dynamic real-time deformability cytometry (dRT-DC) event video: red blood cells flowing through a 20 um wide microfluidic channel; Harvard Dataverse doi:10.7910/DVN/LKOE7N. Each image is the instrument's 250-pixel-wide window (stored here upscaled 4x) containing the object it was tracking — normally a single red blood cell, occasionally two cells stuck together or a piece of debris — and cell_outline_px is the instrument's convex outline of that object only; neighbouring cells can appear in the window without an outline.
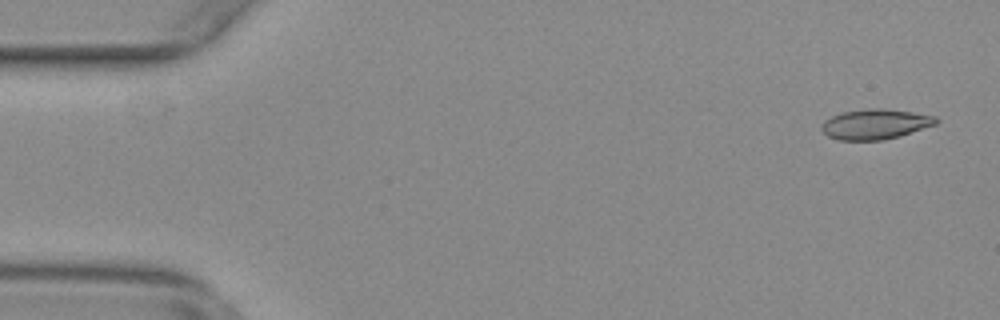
{"species": "common noctule bat (a hibernating species)", "species_latin": "Nyctalus noctula", "temperature_condition": "warm", "stored_images_in_passage": 55, "camera_frame_rate_fps": 3000, "um_per_image_px": 0.085, "animal": {"sex": "female", "body_mass_g": 29.2, "forearm_length_mm": 56.3}, "frame": {"image": 1, "passage_image": 3, "time_ms": 0.667, "image_size_px": [1000, 320], "cell_outline_px": [[940, 120], [936, 124], [900, 136], [880, 140], [836, 140], [828, 136], [820, 128], [820, 124], [824, 120], [840, 112], [868, 108], [884, 108], [912, 112], [936, 116]], "centroid_in_image_um": [74.37, 10.54], "position_along_channel_um": 10.6, "area_um2": 20.29}}
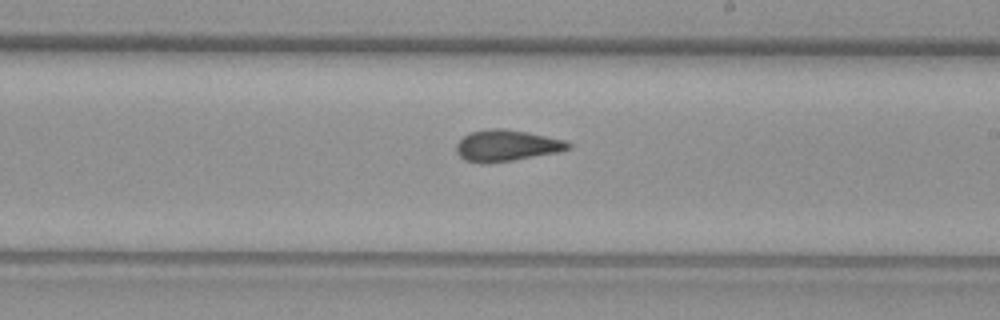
{"frame": {"image": 2, "passage_image": 32, "time_ms": 10.333, "image_size_px": [1000, 320], "cell_outline_px": [[572, 148], [556, 152], [512, 160], [484, 164], [480, 164], [464, 160], [456, 152], [456, 144], [468, 132], [488, 128], [504, 128], [528, 132], [568, 140], [572, 144]], "centroid_in_image_um": [43.05, 12.36], "position_along_channel_um": 245.9, "area_um2": 20.69}}
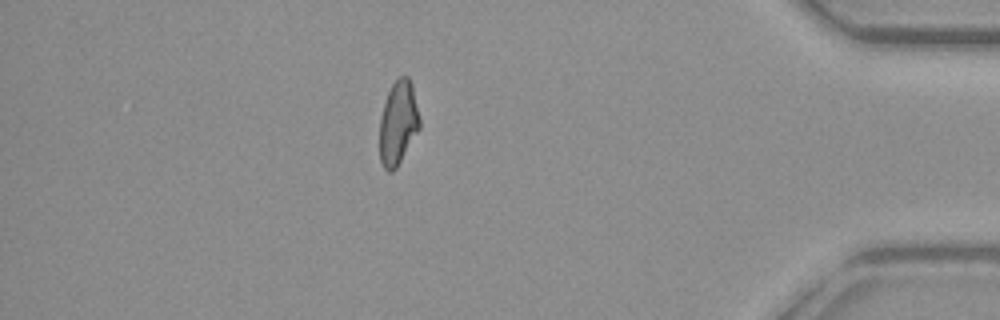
{"frame": {"image": 3, "passage_image": 48, "time_ms": 15.667, "image_size_px": [1000, 320], "cell_outline_px": [[420, 128], [396, 168], [392, 172], [388, 172], [384, 168], [380, 160], [380, 120], [384, 104], [388, 92], [392, 84], [400, 76], [408, 76], [412, 84], [420, 120]], "centroid_in_image_um": [33.84, 10.45], "position_along_channel_um": 401.4, "area_um2": 19.36}, "authors_computed_cell_mechanics": {"area_um2": 20.1144, "velocity_mm_per_s": 3.7681, "shape_relaxation_time_tau1_ms": 8.423, "shape_relaxation_time_tau2_ms": 1.9492, "deformation_change_tau1": 0.2199, "deformation_change_tau2": 0.0954}}